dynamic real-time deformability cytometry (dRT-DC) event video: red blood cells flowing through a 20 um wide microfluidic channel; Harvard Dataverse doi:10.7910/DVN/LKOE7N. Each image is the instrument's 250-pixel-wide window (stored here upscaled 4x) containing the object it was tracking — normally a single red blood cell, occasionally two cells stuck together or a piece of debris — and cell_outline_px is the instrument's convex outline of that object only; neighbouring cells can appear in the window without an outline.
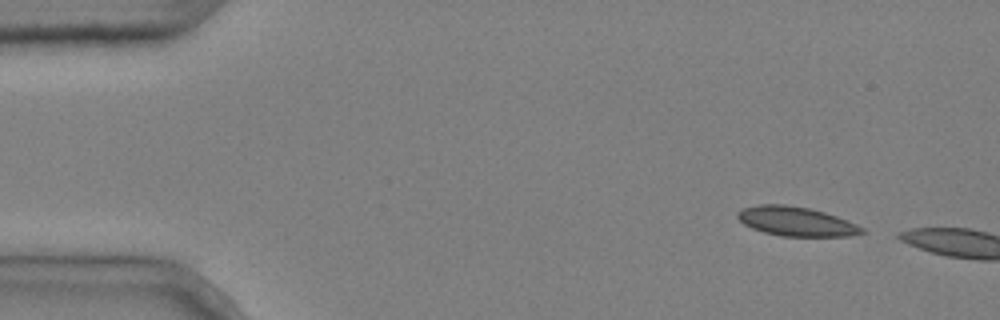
{"species": "common noctule bat (a hibernating species)", "species_latin": "Nyctalus noctula", "temperature_condition": "cold", "stored_images_in_passage": 2, "camera_frame_rate_fps": 3000, "um_per_image_px": 0.085, "animal": {"sex": "male", "body_mass_g": 20.4}, "frame": {"image": 1, "passage_image": 1, "time_ms": 0.0, "image_size_px": [1000, 320], "cell_outline_px": [[868, 232], [848, 236], [780, 236], [764, 232], [752, 228], [744, 224], [736, 216], [736, 212], [740, 208], [760, 204], [784, 204], [808, 208], [824, 212], [836, 216], [856, 224], [864, 228]], "centroid_in_image_um": [67.65, 18.81], "position_along_channel_um": 17.4, "area_um2": 21.27}}